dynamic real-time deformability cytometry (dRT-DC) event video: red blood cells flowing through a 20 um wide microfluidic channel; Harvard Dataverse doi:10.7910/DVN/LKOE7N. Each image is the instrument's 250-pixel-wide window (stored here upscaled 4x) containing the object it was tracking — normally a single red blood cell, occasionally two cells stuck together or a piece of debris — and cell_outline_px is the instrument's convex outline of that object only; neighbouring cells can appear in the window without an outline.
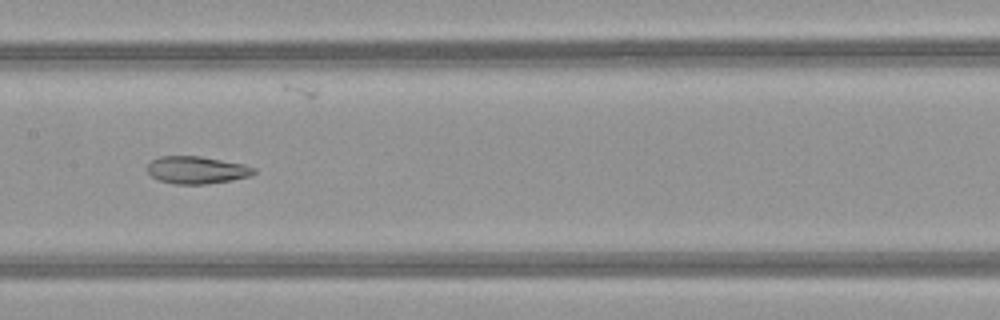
{"species": "common noctule bat (a hibernating species)", "species_latin": "Nyctalus noctula", "temperature_condition": "warm", "stored_images_in_passage": 50, "camera_frame_rate_fps": 3000, "um_per_image_px": 0.085, "animal": {"sex": "female", "body_mass_g": 21.9}, "frame": {"image": 1, "passage_image": 25, "time_ms": 8.0, "image_size_px": [1000, 320], "cell_outline_px": [[256, 172], [252, 176], [232, 180], [204, 184], [176, 184], [160, 180], [152, 176], [148, 172], [148, 164], [152, 160], [160, 156], [200, 156], [244, 164], [256, 168]], "centroid_in_image_um": [16.76, 14.45], "position_along_channel_um": 190.6, "area_um2": 16.99}}
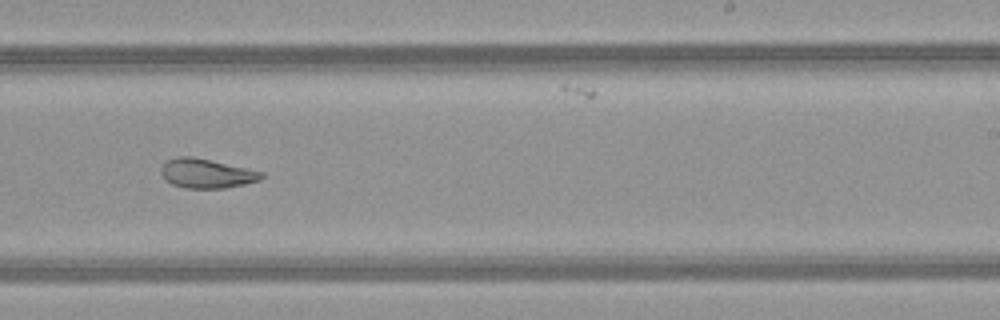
{"frame": {"image": 2, "passage_image": 31, "time_ms": 10.0, "image_size_px": [1000, 320], "cell_outline_px": [[264, 176], [260, 180], [244, 184], [224, 188], [184, 188], [172, 184], [164, 180], [160, 172], [160, 168], [168, 160], [176, 156], [192, 156], [264, 172]], "centroid_in_image_um": [17.52, 14.74], "position_along_channel_um": 271.5, "area_um2": 17.17}}
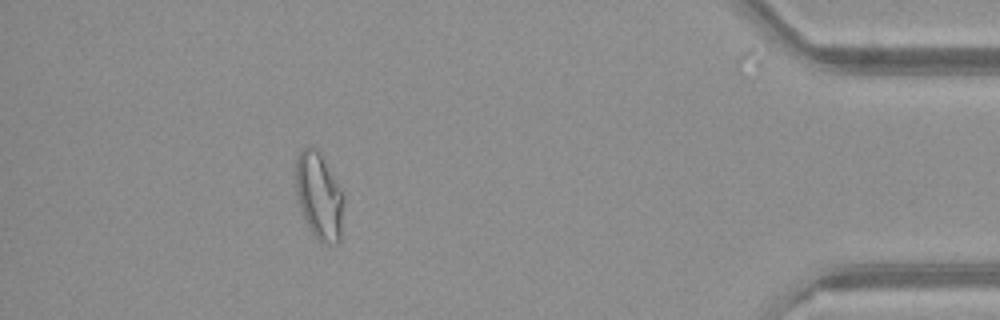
{"frame": {"image": 3, "passage_image": 45, "time_ms": 14.667, "image_size_px": [1000, 320], "cell_outline_px": [[344, 200], [340, 240], [336, 244], [320, 244], [312, 232], [300, 208], [296, 192], [296, 156], [304, 148], [316, 148], [320, 152], [344, 192]], "centroid_in_image_um": [27.15, 16.68], "position_along_channel_um": 408.0, "area_um2": 24.39}, "authors_computed_cell_mechanics": {"area_um2": 22.5998, "velocity_mm_per_s": 4.0508, "shape_relaxation_time_tau1_ms": null, "shape_relaxation_time_tau2_ms": 3.3509, "deformation_change_tau1": null, "deformation_change_tau2": 0.0971}}